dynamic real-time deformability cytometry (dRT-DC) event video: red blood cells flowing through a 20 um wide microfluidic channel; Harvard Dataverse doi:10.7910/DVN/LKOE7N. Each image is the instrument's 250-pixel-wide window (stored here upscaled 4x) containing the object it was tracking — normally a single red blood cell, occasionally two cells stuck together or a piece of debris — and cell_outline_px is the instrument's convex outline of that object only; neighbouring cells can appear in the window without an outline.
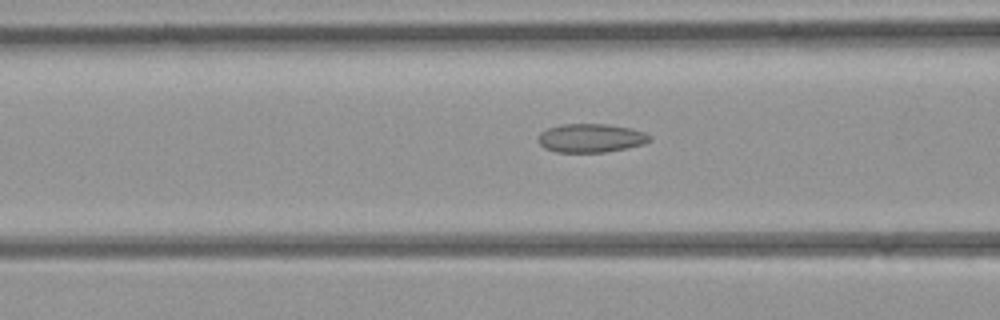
{"species": "common noctule bat (a hibernating species)", "species_latin": "Nyctalus noctula", "temperature_condition": "room temperature", "stored_images_in_passage": 4, "segment_of_instrument_passage": [2, 2], "camera_frame_rate_fps": 3000, "um_per_image_px": 0.085, "animal": {"sex": "female", "body_mass_g": 21.9}, "frame": {"image": 1, "passage_image": 4, "time_ms": 3.333, "image_size_px": [1000, 320], "cell_outline_px": [[652, 140], [644, 144], [628, 148], [604, 152], [556, 152], [544, 148], [536, 140], [540, 132], [548, 128], [560, 124], [608, 124], [632, 128], [644, 132], [652, 136]], "centroid_in_image_um": [50.23, 11.73], "position_along_channel_um": 116.4, "area_um2": 18.9}}